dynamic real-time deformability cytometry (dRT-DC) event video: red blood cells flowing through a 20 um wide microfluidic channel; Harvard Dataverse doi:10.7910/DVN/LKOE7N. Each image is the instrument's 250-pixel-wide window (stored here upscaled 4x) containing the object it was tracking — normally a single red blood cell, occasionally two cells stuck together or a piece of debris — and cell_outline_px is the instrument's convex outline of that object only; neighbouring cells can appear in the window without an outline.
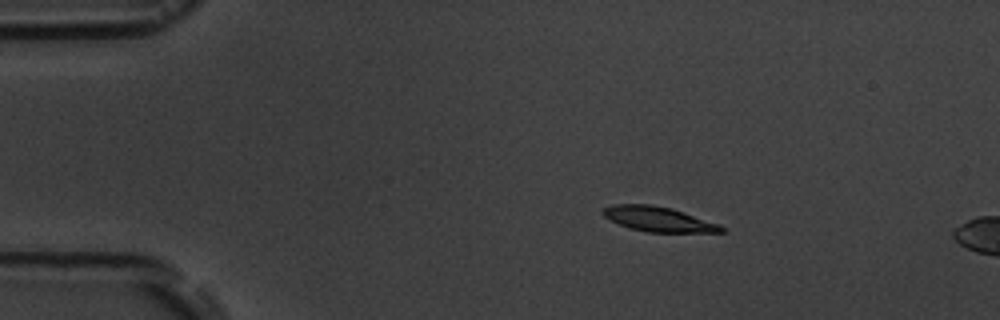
{"species": "common noctule bat (a hibernating species)", "species_latin": "Nyctalus noctula", "temperature_condition": "room temperature", "stored_images_in_passage": 4, "camera_frame_rate_fps": 3000, "um_per_image_px": 0.085, "animal": {"sex": "male", "body_mass_g": 19.5, "forearm_length_mm": 54.6}, "frame": {"image": 1, "passage_image": 3, "time_ms": 2.0, "image_size_px": [1000, 320], "cell_outline_px": [[724, 232], [648, 232], [628, 228], [604, 216], [600, 212], [604, 208], [612, 204], [652, 204], [672, 208], [720, 224], [724, 228]], "centroid_in_image_um": [55.96, 18.62], "position_along_channel_um": 29.0, "area_um2": 17.17}}